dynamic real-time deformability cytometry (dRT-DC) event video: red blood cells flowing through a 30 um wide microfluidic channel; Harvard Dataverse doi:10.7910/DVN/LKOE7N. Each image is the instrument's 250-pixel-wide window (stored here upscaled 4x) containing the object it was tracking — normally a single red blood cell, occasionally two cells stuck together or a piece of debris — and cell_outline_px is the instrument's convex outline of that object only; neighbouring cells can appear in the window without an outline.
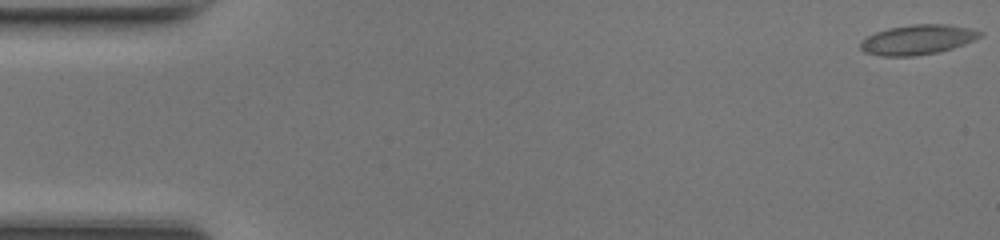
{"species": "common noctule bat (a hibernating species)", "species_latin": "Nyctalus noctula", "temperature_condition": "room temperature", "stored_images_in_passage": 48, "camera_frame_rate_fps": 3000, "um_per_image_px": 0.085, "animal": {"sex": "female", "body_mass_g": 17.0, "forearm_length_mm": 48.0}, "frame": {"image": 1, "passage_image": 1, "time_ms": 0.0, "image_size_px": [1000, 240], "cell_outline_px": [[984, 32], [980, 36], [964, 44], [940, 52], [912, 56], [880, 56], [864, 52], [860, 48], [860, 40], [876, 32], [888, 28], [912, 24], [948, 24], [972, 28]], "centroid_in_image_um": [77.98, 3.37], "position_along_channel_um": 7.0, "area_um2": 20.87}}
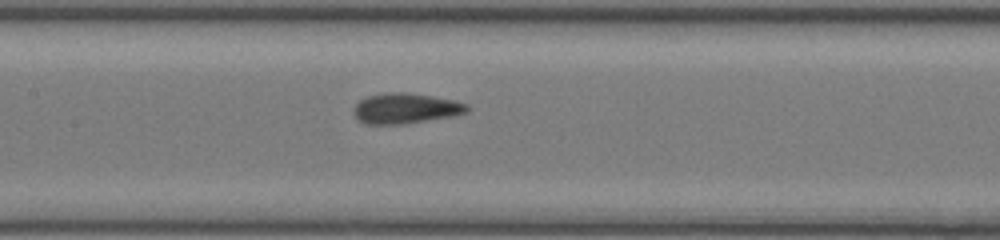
{"frame": {"image": 2, "passage_image": 23, "time_ms": 7.333, "image_size_px": [1000, 240], "cell_outline_px": [[468, 112], [456, 116], [408, 124], [364, 124], [356, 120], [352, 112], [352, 108], [360, 100], [368, 96], [384, 92], [408, 92], [432, 96], [452, 100], [468, 104]], "centroid_in_image_um": [34.45, 9.23], "position_along_channel_um": 173.0, "area_um2": 20.58}}
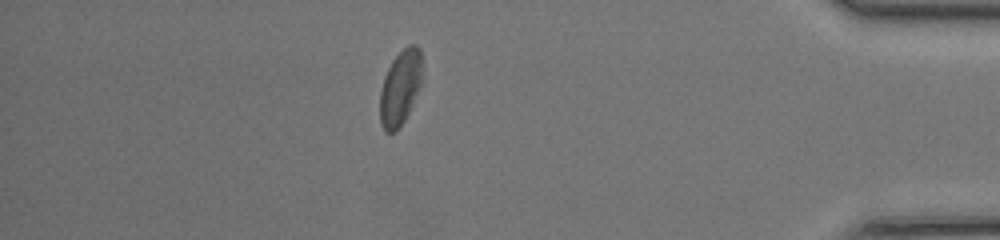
{"frame": {"image": 3, "passage_image": 42, "time_ms": 13.667, "image_size_px": [1000, 240], "cell_outline_px": [[420, 84], [408, 112], [404, 120], [392, 132], [384, 132], [380, 124], [380, 92], [384, 76], [392, 60], [408, 44], [416, 44], [420, 48]], "centroid_in_image_um": [33.98, 7.43], "position_along_channel_um": 401.2, "area_um2": 17.86}, "authors_computed_cell_mechanics": {"area_um2": 19.7098, "velocity_mm_per_s": 4.3206, "shape_relaxation_time_tau1_ms": 8.4591, "shape_relaxation_time_tau2_ms": 1.0003, "deformation_change_tau1": 0.1661, "deformation_change_tau2": 0.0665}}